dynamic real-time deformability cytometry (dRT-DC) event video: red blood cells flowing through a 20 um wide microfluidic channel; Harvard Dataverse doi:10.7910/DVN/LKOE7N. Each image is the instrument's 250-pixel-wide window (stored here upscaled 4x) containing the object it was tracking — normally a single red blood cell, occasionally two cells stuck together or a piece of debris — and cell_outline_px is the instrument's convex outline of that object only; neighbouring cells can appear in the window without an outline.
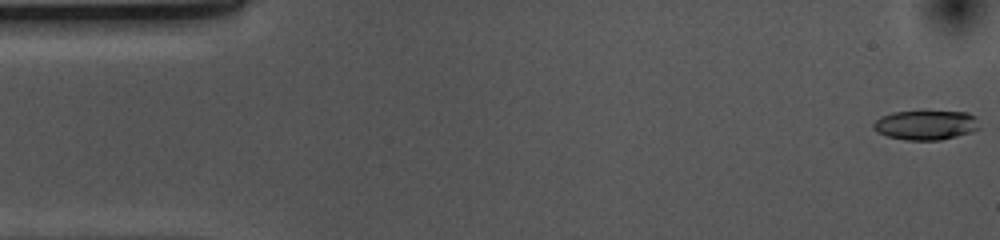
{"species": "common noctule bat (a hibernating species)", "species_latin": "Nyctalus noctula", "temperature_condition": "cold", "stored_images_in_passage": 53, "camera_frame_rate_fps": 3000, "um_per_image_px": 0.085, "animal": {"sex": "female", "body_mass_g": 10.0, "forearm_length_mm": 53.1}, "frame": {"image": 1, "passage_image": 1, "time_ms": 0.0, "image_size_px": [1000, 240], "cell_outline_px": [[980, 128], [972, 132], [940, 140], [908, 140], [888, 136], [876, 132], [872, 128], [872, 124], [880, 116], [892, 112], [968, 112], [976, 116]], "centroid_in_image_um": [78.69, 10.63], "position_along_channel_um": 6.3, "area_um2": 18.21}}
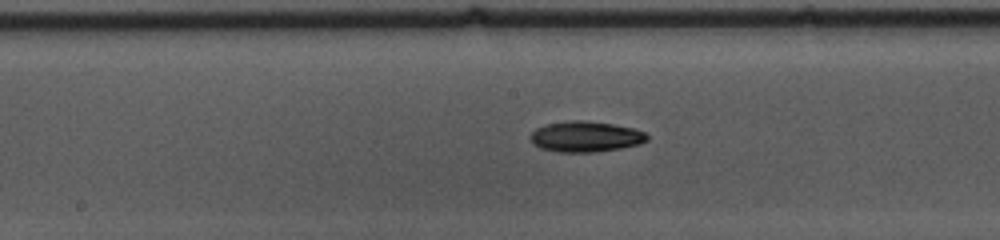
{"frame": {"image": 2, "passage_image": 26, "time_ms": 8.333, "image_size_px": [1000, 240], "cell_outline_px": [[648, 140], [640, 144], [620, 148], [596, 152], [560, 152], [540, 148], [532, 144], [528, 136], [536, 128], [548, 124], [572, 120], [584, 120], [612, 124], [632, 128], [644, 132], [648, 136]], "centroid_in_image_um": [49.75, 11.62], "position_along_channel_um": 198.5, "area_um2": 20.87}}
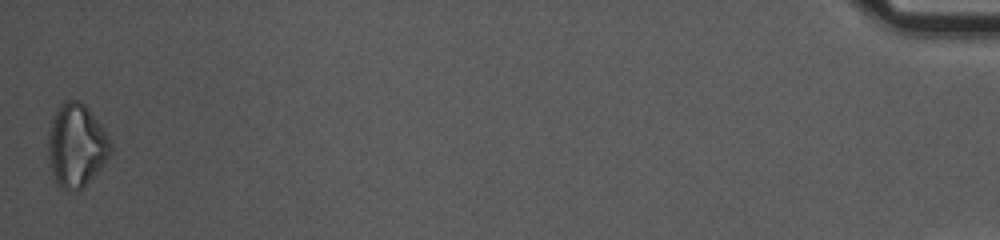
{"frame": {"image": 3, "passage_image": 53, "time_ms": 17.333, "image_size_px": [1000, 240], "cell_outline_px": [[112, 152], [100, 168], [84, 188], [60, 188], [56, 184], [48, 160], [48, 132], [52, 120], [60, 104], [64, 100], [80, 100], [88, 108], [100, 124], [108, 136], [112, 144]], "centroid_in_image_um": [6.49, 12.35], "position_along_channel_um": 428.7, "area_um2": 30.11}, "authors_computed_cell_mechanics": {"area_um2": 19.5364, "velocity_mm_per_s": 3.6919, "shape_relaxation_time_tau1_ms": 2.9133, "shape_relaxation_time_tau2_ms": null, "deformation_change_tau1": 0.1098, "deformation_change_tau2": null}}